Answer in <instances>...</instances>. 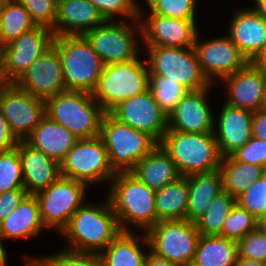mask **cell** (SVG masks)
<instances>
[{
    "label": "cell",
    "mask_w": 266,
    "mask_h": 266,
    "mask_svg": "<svg viewBox=\"0 0 266 266\" xmlns=\"http://www.w3.org/2000/svg\"><path fill=\"white\" fill-rule=\"evenodd\" d=\"M0 111L19 141H24L45 114V100L34 97L16 83H0Z\"/></svg>",
    "instance_id": "cell-14"
},
{
    "label": "cell",
    "mask_w": 266,
    "mask_h": 266,
    "mask_svg": "<svg viewBox=\"0 0 266 266\" xmlns=\"http://www.w3.org/2000/svg\"><path fill=\"white\" fill-rule=\"evenodd\" d=\"M36 26L29 12L21 3L17 0H7L4 3L0 23V48Z\"/></svg>",
    "instance_id": "cell-33"
},
{
    "label": "cell",
    "mask_w": 266,
    "mask_h": 266,
    "mask_svg": "<svg viewBox=\"0 0 266 266\" xmlns=\"http://www.w3.org/2000/svg\"><path fill=\"white\" fill-rule=\"evenodd\" d=\"M44 257L53 266H103L99 253L75 252L62 248L60 252Z\"/></svg>",
    "instance_id": "cell-43"
},
{
    "label": "cell",
    "mask_w": 266,
    "mask_h": 266,
    "mask_svg": "<svg viewBox=\"0 0 266 266\" xmlns=\"http://www.w3.org/2000/svg\"><path fill=\"white\" fill-rule=\"evenodd\" d=\"M16 84L34 97L43 100L66 91L58 50L54 46L50 47L35 60Z\"/></svg>",
    "instance_id": "cell-19"
},
{
    "label": "cell",
    "mask_w": 266,
    "mask_h": 266,
    "mask_svg": "<svg viewBox=\"0 0 266 266\" xmlns=\"http://www.w3.org/2000/svg\"><path fill=\"white\" fill-rule=\"evenodd\" d=\"M121 232L117 216L106 196L102 205L84 203L70 218L60 236L66 238L67 250L100 253Z\"/></svg>",
    "instance_id": "cell-1"
},
{
    "label": "cell",
    "mask_w": 266,
    "mask_h": 266,
    "mask_svg": "<svg viewBox=\"0 0 266 266\" xmlns=\"http://www.w3.org/2000/svg\"><path fill=\"white\" fill-rule=\"evenodd\" d=\"M7 0H0V3H5Z\"/></svg>",
    "instance_id": "cell-57"
},
{
    "label": "cell",
    "mask_w": 266,
    "mask_h": 266,
    "mask_svg": "<svg viewBox=\"0 0 266 266\" xmlns=\"http://www.w3.org/2000/svg\"><path fill=\"white\" fill-rule=\"evenodd\" d=\"M231 156L239 162L254 164L266 170V141L251 138L243 147L238 148Z\"/></svg>",
    "instance_id": "cell-44"
},
{
    "label": "cell",
    "mask_w": 266,
    "mask_h": 266,
    "mask_svg": "<svg viewBox=\"0 0 266 266\" xmlns=\"http://www.w3.org/2000/svg\"><path fill=\"white\" fill-rule=\"evenodd\" d=\"M106 20L90 0H58L55 36L84 35Z\"/></svg>",
    "instance_id": "cell-23"
},
{
    "label": "cell",
    "mask_w": 266,
    "mask_h": 266,
    "mask_svg": "<svg viewBox=\"0 0 266 266\" xmlns=\"http://www.w3.org/2000/svg\"><path fill=\"white\" fill-rule=\"evenodd\" d=\"M93 5L98 9L99 13L105 20H112L122 16L129 20L139 19L140 6L136 0H90Z\"/></svg>",
    "instance_id": "cell-40"
},
{
    "label": "cell",
    "mask_w": 266,
    "mask_h": 266,
    "mask_svg": "<svg viewBox=\"0 0 266 266\" xmlns=\"http://www.w3.org/2000/svg\"><path fill=\"white\" fill-rule=\"evenodd\" d=\"M110 113L120 122L148 133L158 143L168 130V116L150 89L121 102Z\"/></svg>",
    "instance_id": "cell-17"
},
{
    "label": "cell",
    "mask_w": 266,
    "mask_h": 266,
    "mask_svg": "<svg viewBox=\"0 0 266 266\" xmlns=\"http://www.w3.org/2000/svg\"><path fill=\"white\" fill-rule=\"evenodd\" d=\"M189 188L186 219L195 222L202 216L213 199L224 191L219 169L187 175Z\"/></svg>",
    "instance_id": "cell-29"
},
{
    "label": "cell",
    "mask_w": 266,
    "mask_h": 266,
    "mask_svg": "<svg viewBox=\"0 0 266 266\" xmlns=\"http://www.w3.org/2000/svg\"><path fill=\"white\" fill-rule=\"evenodd\" d=\"M45 114L84 139L100 136L105 111L92 94L66 90L45 100Z\"/></svg>",
    "instance_id": "cell-4"
},
{
    "label": "cell",
    "mask_w": 266,
    "mask_h": 266,
    "mask_svg": "<svg viewBox=\"0 0 266 266\" xmlns=\"http://www.w3.org/2000/svg\"><path fill=\"white\" fill-rule=\"evenodd\" d=\"M66 90L92 93L104 63L83 35L55 36Z\"/></svg>",
    "instance_id": "cell-3"
},
{
    "label": "cell",
    "mask_w": 266,
    "mask_h": 266,
    "mask_svg": "<svg viewBox=\"0 0 266 266\" xmlns=\"http://www.w3.org/2000/svg\"><path fill=\"white\" fill-rule=\"evenodd\" d=\"M145 47L149 75H161L173 82L177 81L188 91H196L215 85L203 74L194 47Z\"/></svg>",
    "instance_id": "cell-8"
},
{
    "label": "cell",
    "mask_w": 266,
    "mask_h": 266,
    "mask_svg": "<svg viewBox=\"0 0 266 266\" xmlns=\"http://www.w3.org/2000/svg\"><path fill=\"white\" fill-rule=\"evenodd\" d=\"M199 39L197 36L194 49L203 74L212 84L250 63L228 35L203 41Z\"/></svg>",
    "instance_id": "cell-15"
},
{
    "label": "cell",
    "mask_w": 266,
    "mask_h": 266,
    "mask_svg": "<svg viewBox=\"0 0 266 266\" xmlns=\"http://www.w3.org/2000/svg\"><path fill=\"white\" fill-rule=\"evenodd\" d=\"M109 184L107 197L122 231L135 226L146 232L157 223L155 191L131 172L115 173Z\"/></svg>",
    "instance_id": "cell-2"
},
{
    "label": "cell",
    "mask_w": 266,
    "mask_h": 266,
    "mask_svg": "<svg viewBox=\"0 0 266 266\" xmlns=\"http://www.w3.org/2000/svg\"><path fill=\"white\" fill-rule=\"evenodd\" d=\"M160 146L169 154L182 176L219 169L222 156L214 133L167 130Z\"/></svg>",
    "instance_id": "cell-5"
},
{
    "label": "cell",
    "mask_w": 266,
    "mask_h": 266,
    "mask_svg": "<svg viewBox=\"0 0 266 266\" xmlns=\"http://www.w3.org/2000/svg\"><path fill=\"white\" fill-rule=\"evenodd\" d=\"M228 92L225 103L230 106L257 111L264 107V69L251 62L243 69L220 80Z\"/></svg>",
    "instance_id": "cell-20"
},
{
    "label": "cell",
    "mask_w": 266,
    "mask_h": 266,
    "mask_svg": "<svg viewBox=\"0 0 266 266\" xmlns=\"http://www.w3.org/2000/svg\"><path fill=\"white\" fill-rule=\"evenodd\" d=\"M3 8H4V3H0V23H1V17H2Z\"/></svg>",
    "instance_id": "cell-56"
},
{
    "label": "cell",
    "mask_w": 266,
    "mask_h": 266,
    "mask_svg": "<svg viewBox=\"0 0 266 266\" xmlns=\"http://www.w3.org/2000/svg\"><path fill=\"white\" fill-rule=\"evenodd\" d=\"M140 58L104 66L91 94L105 113H110L121 102L149 90L148 65L146 60Z\"/></svg>",
    "instance_id": "cell-7"
},
{
    "label": "cell",
    "mask_w": 266,
    "mask_h": 266,
    "mask_svg": "<svg viewBox=\"0 0 266 266\" xmlns=\"http://www.w3.org/2000/svg\"><path fill=\"white\" fill-rule=\"evenodd\" d=\"M238 257L266 263V234L258 227L237 241Z\"/></svg>",
    "instance_id": "cell-41"
},
{
    "label": "cell",
    "mask_w": 266,
    "mask_h": 266,
    "mask_svg": "<svg viewBox=\"0 0 266 266\" xmlns=\"http://www.w3.org/2000/svg\"><path fill=\"white\" fill-rule=\"evenodd\" d=\"M88 186L60 176L46 189L35 194L46 229L61 233L73 214L85 203Z\"/></svg>",
    "instance_id": "cell-12"
},
{
    "label": "cell",
    "mask_w": 266,
    "mask_h": 266,
    "mask_svg": "<svg viewBox=\"0 0 266 266\" xmlns=\"http://www.w3.org/2000/svg\"><path fill=\"white\" fill-rule=\"evenodd\" d=\"M210 87L188 91L168 116V129L184 133H213L214 115L209 106Z\"/></svg>",
    "instance_id": "cell-18"
},
{
    "label": "cell",
    "mask_w": 266,
    "mask_h": 266,
    "mask_svg": "<svg viewBox=\"0 0 266 266\" xmlns=\"http://www.w3.org/2000/svg\"><path fill=\"white\" fill-rule=\"evenodd\" d=\"M148 14L175 19H196L197 0H145Z\"/></svg>",
    "instance_id": "cell-38"
},
{
    "label": "cell",
    "mask_w": 266,
    "mask_h": 266,
    "mask_svg": "<svg viewBox=\"0 0 266 266\" xmlns=\"http://www.w3.org/2000/svg\"><path fill=\"white\" fill-rule=\"evenodd\" d=\"M237 241L220 235H201L190 266H235Z\"/></svg>",
    "instance_id": "cell-30"
},
{
    "label": "cell",
    "mask_w": 266,
    "mask_h": 266,
    "mask_svg": "<svg viewBox=\"0 0 266 266\" xmlns=\"http://www.w3.org/2000/svg\"><path fill=\"white\" fill-rule=\"evenodd\" d=\"M25 259V266H53L44 256L39 257H29L26 255H23Z\"/></svg>",
    "instance_id": "cell-49"
},
{
    "label": "cell",
    "mask_w": 266,
    "mask_h": 266,
    "mask_svg": "<svg viewBox=\"0 0 266 266\" xmlns=\"http://www.w3.org/2000/svg\"><path fill=\"white\" fill-rule=\"evenodd\" d=\"M19 140L12 133L9 123L0 111V152H8L16 148Z\"/></svg>",
    "instance_id": "cell-46"
},
{
    "label": "cell",
    "mask_w": 266,
    "mask_h": 266,
    "mask_svg": "<svg viewBox=\"0 0 266 266\" xmlns=\"http://www.w3.org/2000/svg\"><path fill=\"white\" fill-rule=\"evenodd\" d=\"M16 149L22 162L24 188L28 194L35 195L61 176L60 164L42 151L32 148L25 141H19Z\"/></svg>",
    "instance_id": "cell-24"
},
{
    "label": "cell",
    "mask_w": 266,
    "mask_h": 266,
    "mask_svg": "<svg viewBox=\"0 0 266 266\" xmlns=\"http://www.w3.org/2000/svg\"><path fill=\"white\" fill-rule=\"evenodd\" d=\"M257 227L266 234V213L257 219Z\"/></svg>",
    "instance_id": "cell-54"
},
{
    "label": "cell",
    "mask_w": 266,
    "mask_h": 266,
    "mask_svg": "<svg viewBox=\"0 0 266 266\" xmlns=\"http://www.w3.org/2000/svg\"><path fill=\"white\" fill-rule=\"evenodd\" d=\"M236 204V198L226 191L218 194L205 213L195 221L200 235H220L225 219Z\"/></svg>",
    "instance_id": "cell-34"
},
{
    "label": "cell",
    "mask_w": 266,
    "mask_h": 266,
    "mask_svg": "<svg viewBox=\"0 0 266 266\" xmlns=\"http://www.w3.org/2000/svg\"><path fill=\"white\" fill-rule=\"evenodd\" d=\"M12 189H25L22 162L16 148L0 152V193Z\"/></svg>",
    "instance_id": "cell-36"
},
{
    "label": "cell",
    "mask_w": 266,
    "mask_h": 266,
    "mask_svg": "<svg viewBox=\"0 0 266 266\" xmlns=\"http://www.w3.org/2000/svg\"><path fill=\"white\" fill-rule=\"evenodd\" d=\"M150 252L180 266H190L200 238L195 222L159 221L146 232Z\"/></svg>",
    "instance_id": "cell-10"
},
{
    "label": "cell",
    "mask_w": 266,
    "mask_h": 266,
    "mask_svg": "<svg viewBox=\"0 0 266 266\" xmlns=\"http://www.w3.org/2000/svg\"><path fill=\"white\" fill-rule=\"evenodd\" d=\"M102 138L110 167L115 173L130 172L159 143L148 133L120 122L111 113H105L101 122Z\"/></svg>",
    "instance_id": "cell-6"
},
{
    "label": "cell",
    "mask_w": 266,
    "mask_h": 266,
    "mask_svg": "<svg viewBox=\"0 0 266 266\" xmlns=\"http://www.w3.org/2000/svg\"><path fill=\"white\" fill-rule=\"evenodd\" d=\"M24 141L60 164L78 138L45 115Z\"/></svg>",
    "instance_id": "cell-25"
},
{
    "label": "cell",
    "mask_w": 266,
    "mask_h": 266,
    "mask_svg": "<svg viewBox=\"0 0 266 266\" xmlns=\"http://www.w3.org/2000/svg\"><path fill=\"white\" fill-rule=\"evenodd\" d=\"M156 102L169 116L177 103L188 92L177 81H172L161 75H150V88Z\"/></svg>",
    "instance_id": "cell-35"
},
{
    "label": "cell",
    "mask_w": 266,
    "mask_h": 266,
    "mask_svg": "<svg viewBox=\"0 0 266 266\" xmlns=\"http://www.w3.org/2000/svg\"><path fill=\"white\" fill-rule=\"evenodd\" d=\"M27 195L26 189H12L0 193V223L20 205Z\"/></svg>",
    "instance_id": "cell-45"
},
{
    "label": "cell",
    "mask_w": 266,
    "mask_h": 266,
    "mask_svg": "<svg viewBox=\"0 0 266 266\" xmlns=\"http://www.w3.org/2000/svg\"><path fill=\"white\" fill-rule=\"evenodd\" d=\"M188 194L187 175L155 191L157 223L164 220L186 219Z\"/></svg>",
    "instance_id": "cell-31"
},
{
    "label": "cell",
    "mask_w": 266,
    "mask_h": 266,
    "mask_svg": "<svg viewBox=\"0 0 266 266\" xmlns=\"http://www.w3.org/2000/svg\"><path fill=\"white\" fill-rule=\"evenodd\" d=\"M145 266H180L178 264L172 263L166 259L159 258L153 253L148 251V255L145 261Z\"/></svg>",
    "instance_id": "cell-48"
},
{
    "label": "cell",
    "mask_w": 266,
    "mask_h": 266,
    "mask_svg": "<svg viewBox=\"0 0 266 266\" xmlns=\"http://www.w3.org/2000/svg\"><path fill=\"white\" fill-rule=\"evenodd\" d=\"M257 219L237 203L225 219L220 236L238 241L257 228Z\"/></svg>",
    "instance_id": "cell-37"
},
{
    "label": "cell",
    "mask_w": 266,
    "mask_h": 266,
    "mask_svg": "<svg viewBox=\"0 0 266 266\" xmlns=\"http://www.w3.org/2000/svg\"><path fill=\"white\" fill-rule=\"evenodd\" d=\"M153 191L179 179L182 175L169 154L160 146L155 147L130 171Z\"/></svg>",
    "instance_id": "cell-28"
},
{
    "label": "cell",
    "mask_w": 266,
    "mask_h": 266,
    "mask_svg": "<svg viewBox=\"0 0 266 266\" xmlns=\"http://www.w3.org/2000/svg\"><path fill=\"white\" fill-rule=\"evenodd\" d=\"M236 203L256 219L266 213V173L236 197Z\"/></svg>",
    "instance_id": "cell-39"
},
{
    "label": "cell",
    "mask_w": 266,
    "mask_h": 266,
    "mask_svg": "<svg viewBox=\"0 0 266 266\" xmlns=\"http://www.w3.org/2000/svg\"><path fill=\"white\" fill-rule=\"evenodd\" d=\"M61 176L86 184H108L115 176L100 136L78 139L60 163ZM109 181V182H108Z\"/></svg>",
    "instance_id": "cell-11"
},
{
    "label": "cell",
    "mask_w": 266,
    "mask_h": 266,
    "mask_svg": "<svg viewBox=\"0 0 266 266\" xmlns=\"http://www.w3.org/2000/svg\"><path fill=\"white\" fill-rule=\"evenodd\" d=\"M252 137L266 141V108L253 111Z\"/></svg>",
    "instance_id": "cell-47"
},
{
    "label": "cell",
    "mask_w": 266,
    "mask_h": 266,
    "mask_svg": "<svg viewBox=\"0 0 266 266\" xmlns=\"http://www.w3.org/2000/svg\"><path fill=\"white\" fill-rule=\"evenodd\" d=\"M139 21L140 39L145 46L190 48L194 47L199 33L196 19H175L140 10Z\"/></svg>",
    "instance_id": "cell-16"
},
{
    "label": "cell",
    "mask_w": 266,
    "mask_h": 266,
    "mask_svg": "<svg viewBox=\"0 0 266 266\" xmlns=\"http://www.w3.org/2000/svg\"><path fill=\"white\" fill-rule=\"evenodd\" d=\"M134 22L135 26L132 23H125L124 20H106L83 36L105 66L129 62L138 59L141 51L139 48L141 45L137 40L139 38L136 37L142 36V29L139 19Z\"/></svg>",
    "instance_id": "cell-9"
},
{
    "label": "cell",
    "mask_w": 266,
    "mask_h": 266,
    "mask_svg": "<svg viewBox=\"0 0 266 266\" xmlns=\"http://www.w3.org/2000/svg\"><path fill=\"white\" fill-rule=\"evenodd\" d=\"M264 107L266 108V68H264Z\"/></svg>",
    "instance_id": "cell-55"
},
{
    "label": "cell",
    "mask_w": 266,
    "mask_h": 266,
    "mask_svg": "<svg viewBox=\"0 0 266 266\" xmlns=\"http://www.w3.org/2000/svg\"><path fill=\"white\" fill-rule=\"evenodd\" d=\"M54 32L46 26H36L18 39L0 48V81L16 83L29 67L53 46Z\"/></svg>",
    "instance_id": "cell-13"
},
{
    "label": "cell",
    "mask_w": 266,
    "mask_h": 266,
    "mask_svg": "<svg viewBox=\"0 0 266 266\" xmlns=\"http://www.w3.org/2000/svg\"><path fill=\"white\" fill-rule=\"evenodd\" d=\"M219 170L224 191L235 198L266 173L263 167L236 161L231 155L222 157Z\"/></svg>",
    "instance_id": "cell-32"
},
{
    "label": "cell",
    "mask_w": 266,
    "mask_h": 266,
    "mask_svg": "<svg viewBox=\"0 0 266 266\" xmlns=\"http://www.w3.org/2000/svg\"><path fill=\"white\" fill-rule=\"evenodd\" d=\"M253 8L266 20V0H254Z\"/></svg>",
    "instance_id": "cell-53"
},
{
    "label": "cell",
    "mask_w": 266,
    "mask_h": 266,
    "mask_svg": "<svg viewBox=\"0 0 266 266\" xmlns=\"http://www.w3.org/2000/svg\"><path fill=\"white\" fill-rule=\"evenodd\" d=\"M4 237L0 234V266H7V258H8V251H6L4 245L2 244L4 241Z\"/></svg>",
    "instance_id": "cell-52"
},
{
    "label": "cell",
    "mask_w": 266,
    "mask_h": 266,
    "mask_svg": "<svg viewBox=\"0 0 266 266\" xmlns=\"http://www.w3.org/2000/svg\"><path fill=\"white\" fill-rule=\"evenodd\" d=\"M45 225L41 219L35 195L28 194L18 207L0 223V234L5 240L34 238L42 233Z\"/></svg>",
    "instance_id": "cell-26"
},
{
    "label": "cell",
    "mask_w": 266,
    "mask_h": 266,
    "mask_svg": "<svg viewBox=\"0 0 266 266\" xmlns=\"http://www.w3.org/2000/svg\"><path fill=\"white\" fill-rule=\"evenodd\" d=\"M228 26V37L251 62L266 43V20L253 8L236 10Z\"/></svg>",
    "instance_id": "cell-22"
},
{
    "label": "cell",
    "mask_w": 266,
    "mask_h": 266,
    "mask_svg": "<svg viewBox=\"0 0 266 266\" xmlns=\"http://www.w3.org/2000/svg\"><path fill=\"white\" fill-rule=\"evenodd\" d=\"M235 266H266V263L237 257Z\"/></svg>",
    "instance_id": "cell-51"
},
{
    "label": "cell",
    "mask_w": 266,
    "mask_h": 266,
    "mask_svg": "<svg viewBox=\"0 0 266 266\" xmlns=\"http://www.w3.org/2000/svg\"><path fill=\"white\" fill-rule=\"evenodd\" d=\"M136 231H122L99 255L103 266H145L148 253L143 246L150 248L145 232L139 236ZM141 242V243H140Z\"/></svg>",
    "instance_id": "cell-27"
},
{
    "label": "cell",
    "mask_w": 266,
    "mask_h": 266,
    "mask_svg": "<svg viewBox=\"0 0 266 266\" xmlns=\"http://www.w3.org/2000/svg\"><path fill=\"white\" fill-rule=\"evenodd\" d=\"M29 12L37 26L53 29L57 15L58 0H17Z\"/></svg>",
    "instance_id": "cell-42"
},
{
    "label": "cell",
    "mask_w": 266,
    "mask_h": 266,
    "mask_svg": "<svg viewBox=\"0 0 266 266\" xmlns=\"http://www.w3.org/2000/svg\"><path fill=\"white\" fill-rule=\"evenodd\" d=\"M251 63L256 67L266 68V43Z\"/></svg>",
    "instance_id": "cell-50"
},
{
    "label": "cell",
    "mask_w": 266,
    "mask_h": 266,
    "mask_svg": "<svg viewBox=\"0 0 266 266\" xmlns=\"http://www.w3.org/2000/svg\"><path fill=\"white\" fill-rule=\"evenodd\" d=\"M252 117V111L230 106L224 102L219 119H214L213 127L222 157L230 156L252 138Z\"/></svg>",
    "instance_id": "cell-21"
}]
</instances>
